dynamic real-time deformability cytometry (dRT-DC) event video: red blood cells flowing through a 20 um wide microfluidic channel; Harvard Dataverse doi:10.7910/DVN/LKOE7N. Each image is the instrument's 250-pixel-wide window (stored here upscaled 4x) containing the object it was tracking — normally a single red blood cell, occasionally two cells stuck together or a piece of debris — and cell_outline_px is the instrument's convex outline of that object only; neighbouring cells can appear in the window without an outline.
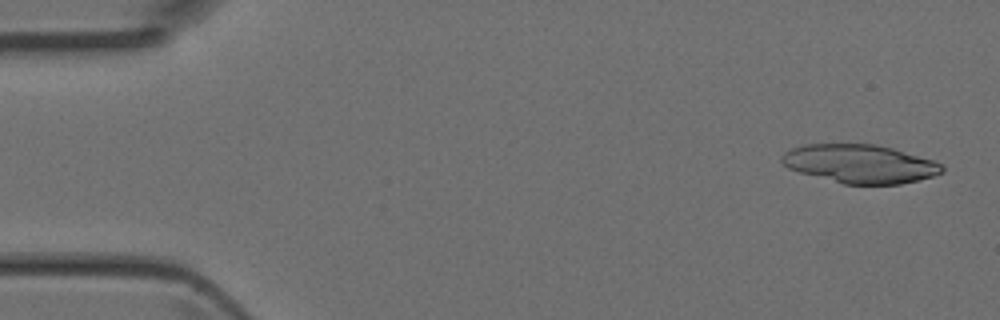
{"species": "Egyptian fruit bat (a non-hibernating species)", "species_latin": "Rousettus aegyptiacus", "temperature_condition": "room temperature", "stored_images_in_passage": 5, "camera_frame_rate_fps": 3000, "um_per_image_px": 0.085, "animal": {"sex": "female"}, "frame": {"image": 1, "passage_image": 1, "time_ms": 0.0, "image_size_px": [1000, 320], "cell_outline_px": [[944, 172], [932, 176], [900, 184], [844, 184], [800, 172], [788, 168], [780, 160], [780, 156], [784, 152], [792, 148], [804, 144], [876, 144], [892, 148], [936, 160], [944, 164]], "centroid_in_image_um": [73.12, 13.91], "position_along_channel_um": 11.9, "area_um2": 36.07}}